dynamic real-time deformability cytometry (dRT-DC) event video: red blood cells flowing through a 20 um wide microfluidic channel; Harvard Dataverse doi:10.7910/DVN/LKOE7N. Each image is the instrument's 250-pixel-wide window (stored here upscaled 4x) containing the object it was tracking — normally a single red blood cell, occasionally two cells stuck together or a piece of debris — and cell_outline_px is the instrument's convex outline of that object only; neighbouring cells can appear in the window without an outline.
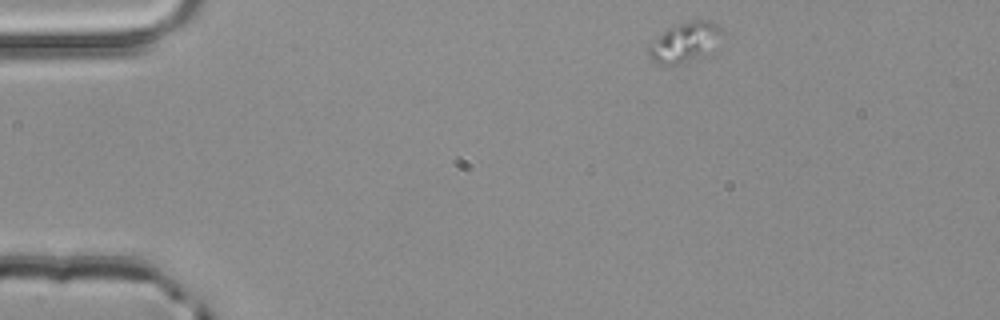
{"species": "common noctule bat (a hibernating species)", "species_latin": "Nyctalus noctula", "temperature_condition": "room temperature", "stored_images_in_passage": 3, "camera_frame_rate_fps": 3000, "um_per_image_px": 0.085, "animal": {"sex": "male", "body_mass_g": 20.4}, "frame": {"image": 1, "passage_image": 1, "time_ms": 0.0, "image_size_px": [1000, 320], "cell_outline_px": [[728, 40], [704, 56], [676, 64], [660, 64], [652, 60], [648, 56], [648, 44], [668, 28], [692, 20], [708, 20], [724, 28], [728, 36]], "centroid_in_image_um": [58.36, 3.57], "position_along_channel_um": 26.6, "area_um2": 17.74}}